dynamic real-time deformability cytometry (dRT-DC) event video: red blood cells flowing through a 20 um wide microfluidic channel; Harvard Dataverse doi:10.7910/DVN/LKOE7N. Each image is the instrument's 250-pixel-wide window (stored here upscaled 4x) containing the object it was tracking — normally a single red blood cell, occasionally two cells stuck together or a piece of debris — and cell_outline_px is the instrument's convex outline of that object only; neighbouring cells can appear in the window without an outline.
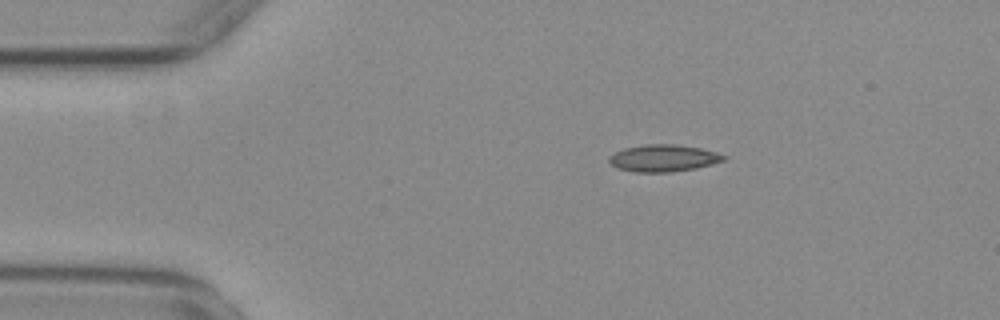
{"species": "common noctule bat (a hibernating species)", "species_latin": "Nyctalus noctula", "temperature_condition": "warm", "stored_images_in_passage": 44, "camera_frame_rate_fps": 3000, "um_per_image_px": 0.085, "animal": {"sex": "female", "body_mass_g": 29.2, "forearm_length_mm": 56.3}, "frame": {"image": 1, "passage_image": 1, "time_ms": 0.0, "image_size_px": [1000, 320], "cell_outline_px": [[728, 156], [724, 160], [696, 168], [672, 172], [636, 172], [620, 168], [612, 164], [608, 160], [608, 156], [624, 148], [644, 144], [672, 144], [700, 148], [716, 152]], "centroid_in_image_um": [56.39, 13.43], "position_along_channel_um": 28.6, "area_um2": 17.86}}
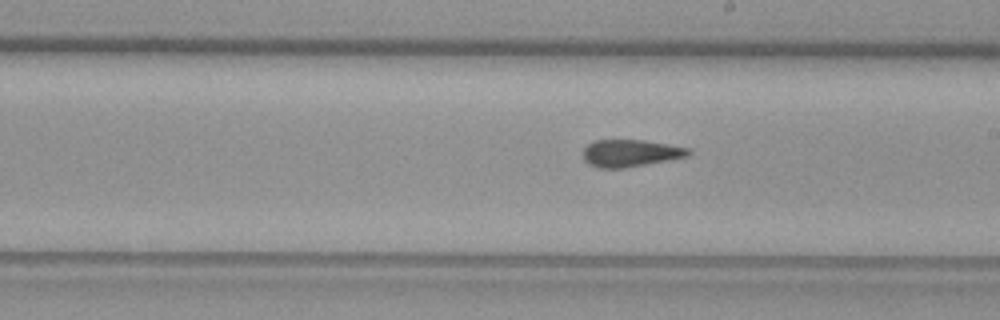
{"frame": {"image": 2, "passage_image": 22, "time_ms": 7.0, "image_size_px": [1000, 320], "cell_outline_px": [[692, 152], [688, 156], [624, 168], [596, 168], [588, 164], [584, 160], [584, 148], [592, 140], [644, 140], [688, 148]], "centroid_in_image_um": [53.54, 13.02], "position_along_channel_um": 235.5, "area_um2": 16.59}}
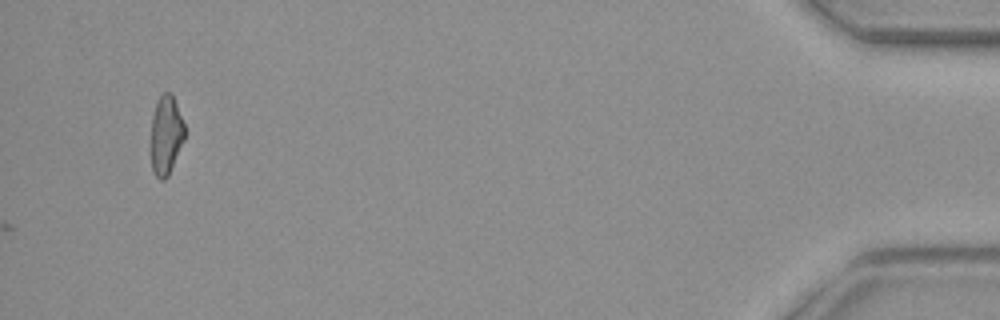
{"frame": {"image": 3, "passage_image": 44, "time_ms": 14.333, "image_size_px": [1000, 320], "cell_outline_px": [[184, 140], [168, 176], [164, 180], [160, 180], [156, 176], [152, 168], [148, 144], [152, 116], [156, 104], [160, 96], [164, 92], [172, 92], [184, 124]], "centroid_in_image_um": [14.06, 11.5], "position_along_channel_um": 421.1, "area_um2": 16.01}, "authors_computed_cell_mechanics": {"area_um2": 16.9065, "velocity_mm_per_s": 3.7178, "shape_relaxation_time_tau1_ms": null, "shape_relaxation_time_tau2_ms": 2.6749, "deformation_change_tau1": null, "deformation_change_tau2": 0.0968}}